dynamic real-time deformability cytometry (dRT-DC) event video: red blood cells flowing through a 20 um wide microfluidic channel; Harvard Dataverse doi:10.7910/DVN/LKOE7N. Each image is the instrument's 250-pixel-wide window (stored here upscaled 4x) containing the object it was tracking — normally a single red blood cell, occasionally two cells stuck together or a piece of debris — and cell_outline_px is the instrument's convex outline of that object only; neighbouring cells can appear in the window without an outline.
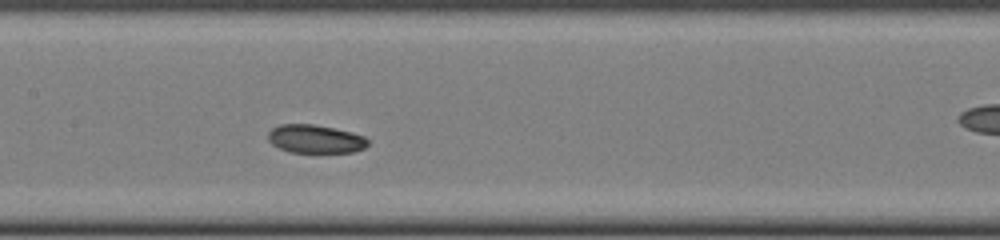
{"species": "common noctule bat (a hibernating species)", "species_latin": "Nyctalus noctula", "temperature_condition": "cold", "stored_images_in_passage": 27, "camera_frame_rate_fps": 3000, "um_per_image_px": 0.085, "animal": {"sex": "female", "body_mass_g": 22.0, "forearm_length_mm": 56.7}, "frame": {"image": 1, "passage_image": 12, "time_ms": 3.667, "image_size_px": [1000, 240], "cell_outline_px": [[368, 144], [364, 148], [352, 152], [288, 152], [272, 144], [268, 140], [268, 132], [272, 128], [280, 124], [312, 124], [352, 132], [364, 136], [368, 140]], "centroid_in_image_um": [26.78, 11.81], "position_along_channel_um": 180.6, "area_um2": 16.42}}
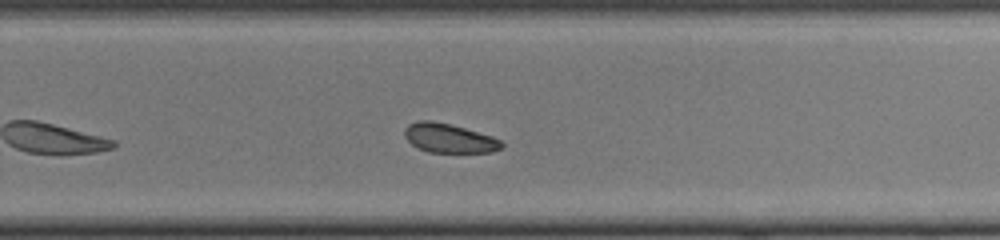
{"frame": {"image": 2, "passage_image": 20, "time_ms": 6.333, "image_size_px": [1000, 240], "cell_outline_px": [[504, 148], [492, 152], [428, 152], [412, 144], [404, 136], [404, 128], [408, 124], [420, 120], [432, 120], [464, 128], [492, 136], [500, 140], [504, 144]], "centroid_in_image_um": [38.18, 11.75], "position_along_channel_um": 291.6, "area_um2": 16.42}}